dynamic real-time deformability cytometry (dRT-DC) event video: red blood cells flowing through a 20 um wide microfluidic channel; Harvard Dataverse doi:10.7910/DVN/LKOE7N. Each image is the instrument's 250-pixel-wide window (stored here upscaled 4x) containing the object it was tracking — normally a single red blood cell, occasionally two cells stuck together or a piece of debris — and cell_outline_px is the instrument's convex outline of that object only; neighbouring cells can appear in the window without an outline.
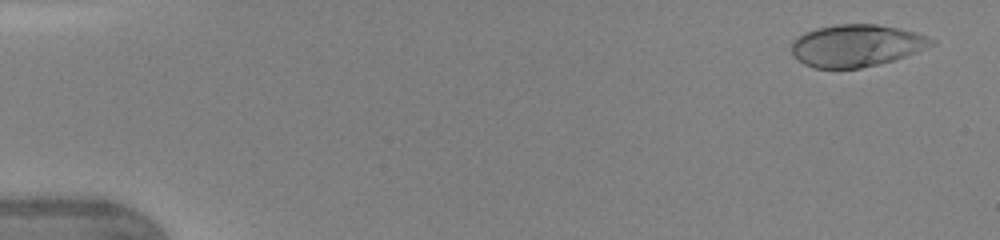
{"species": "human", "species_latin": "Homo sapiens", "temperature_condition": "warm", "stored_images_in_passage": 46, "camera_frame_rate_fps": 3000, "um_per_image_px": 0.085, "donor": {"sex": "female"}, "frame": {"image": 1, "passage_image": 2, "time_ms": 0.333, "image_size_px": [1000, 240], "cell_outline_px": [[936, 40], [932, 44], [916, 52], [892, 60], [860, 68], [816, 68], [804, 64], [792, 56], [792, 40], [804, 32], [816, 28], [836, 24], [876, 24], [900, 28], [916, 32]], "centroid_in_image_um": [72.75, 3.86], "position_along_channel_um": 12.3, "area_um2": 34.22}}
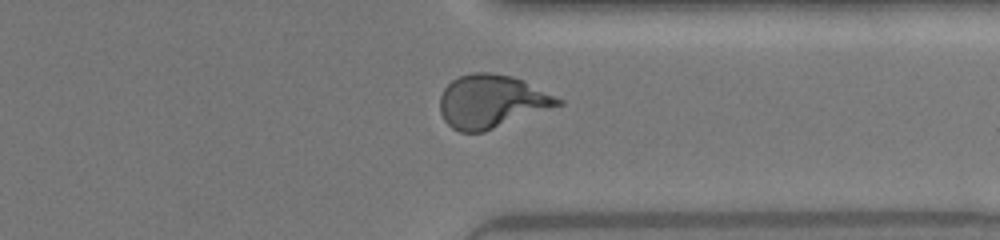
{"frame": {"image": 2, "passage_image": 36, "time_ms": 11.667, "image_size_px": [1000, 240], "cell_outline_px": [[564, 104], [484, 132], [460, 132], [452, 128], [444, 120], [440, 112], [440, 96], [444, 88], [452, 80], [460, 76], [472, 72], [492, 72], [512, 76], [564, 100]], "centroid_in_image_um": [41.77, 8.63], "position_along_channel_um": 369.6, "area_um2": 36.53}}
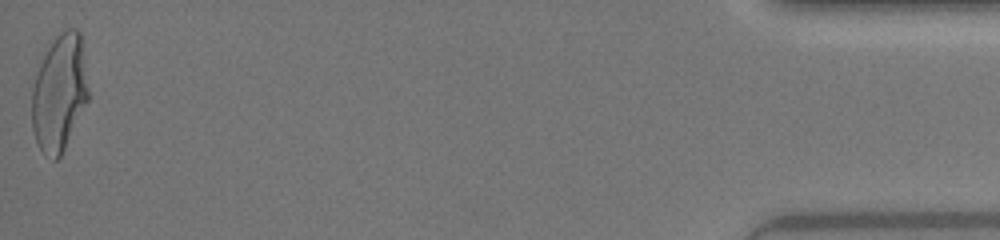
{"frame": {"image": 3, "passage_image": 46, "time_ms": 15.0, "image_size_px": [1000, 240], "cell_outline_px": [[88, 100], [60, 156], [56, 160], [52, 160], [44, 156], [36, 140], [32, 128], [32, 88], [40, 52], [64, 28], [76, 28], [80, 32], [88, 92]], "centroid_in_image_um": [5.0, 7.83], "position_along_channel_um": 430.2, "area_um2": 38.78}, "authors_computed_cell_mechanics": {"area_um2": 35.4603, "velocity_mm_per_s": 4.3676, "shape_relaxation_time_tau1_ms": 4.4319, "shape_relaxation_time_tau2_ms": null, "deformation_change_tau1": 0.222, "deformation_change_tau2": null}}